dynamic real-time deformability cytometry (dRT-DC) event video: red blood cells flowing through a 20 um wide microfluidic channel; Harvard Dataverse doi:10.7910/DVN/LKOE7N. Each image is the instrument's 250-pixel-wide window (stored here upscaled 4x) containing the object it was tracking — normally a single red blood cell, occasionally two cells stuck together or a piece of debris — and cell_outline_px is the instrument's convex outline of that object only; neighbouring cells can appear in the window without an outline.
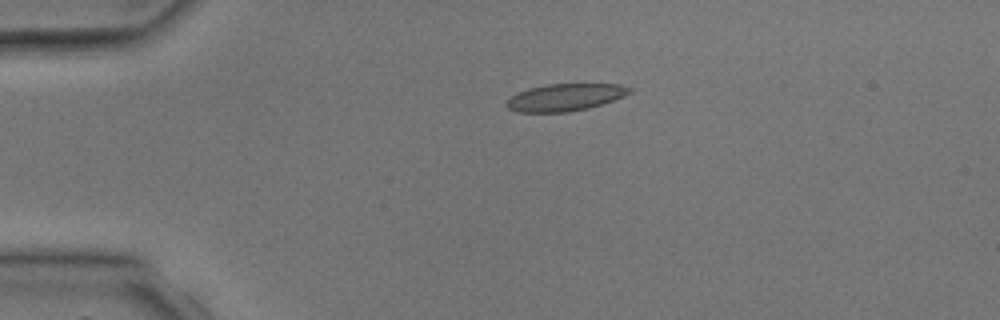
{"species": "common noctule bat (a hibernating species)", "species_latin": "Nyctalus noctula", "temperature_condition": "room temperature", "stored_images_in_passage": 2, "camera_frame_rate_fps": 3000, "um_per_image_px": 0.085, "animal": {"sex": "male", "body_mass_g": 17.9, "forearm_length_mm": 54.2}, "frame": {"image": 1, "passage_image": 1, "time_ms": 0.0, "image_size_px": [1000, 320], "cell_outline_px": [[632, 92], [624, 96], [588, 108], [568, 112], [516, 112], [508, 108], [504, 104], [512, 96], [528, 88], [548, 84], [620, 84], [632, 88]], "centroid_in_image_um": [48.03, 8.27], "position_along_channel_um": 37.0, "area_um2": 19.36}}